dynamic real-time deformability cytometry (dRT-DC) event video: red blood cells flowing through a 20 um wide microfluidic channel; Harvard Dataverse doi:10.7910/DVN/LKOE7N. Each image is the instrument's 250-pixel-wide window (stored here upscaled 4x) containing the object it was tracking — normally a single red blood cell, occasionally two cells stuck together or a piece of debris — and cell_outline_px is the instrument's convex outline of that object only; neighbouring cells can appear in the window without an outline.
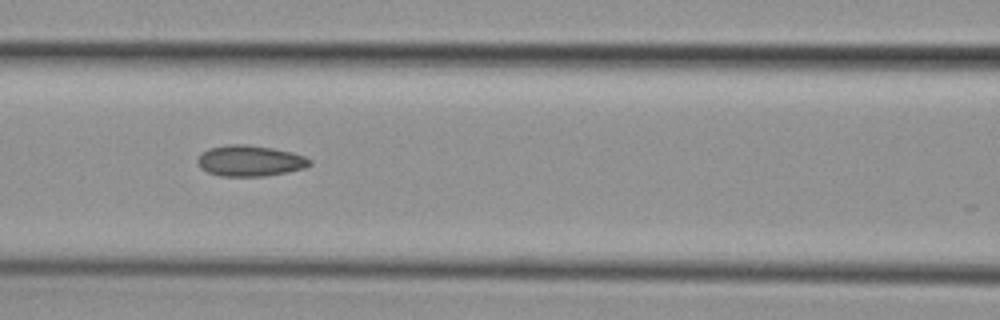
{"species": "common noctule bat (a hibernating species)", "species_latin": "Nyctalus noctula", "temperature_condition": "cold", "stored_images_in_passage": 9, "camera_frame_rate_fps": 3000, "um_per_image_px": 0.085, "animal": {"sex": "female", "body_mass_g": 29.2, "forearm_length_mm": 56.3}, "frame": {"image": 1, "passage_image": 6, "time_ms": 7.333, "image_size_px": [1000, 320], "cell_outline_px": [[312, 164], [304, 168], [288, 172], [264, 176], [220, 176], [208, 172], [200, 168], [196, 160], [208, 148], [228, 144], [244, 144], [272, 148], [292, 152], [304, 156], [312, 160]], "centroid_in_image_um": [21.26, 13.67], "position_along_channel_um": 145.3, "area_um2": 20.23}}
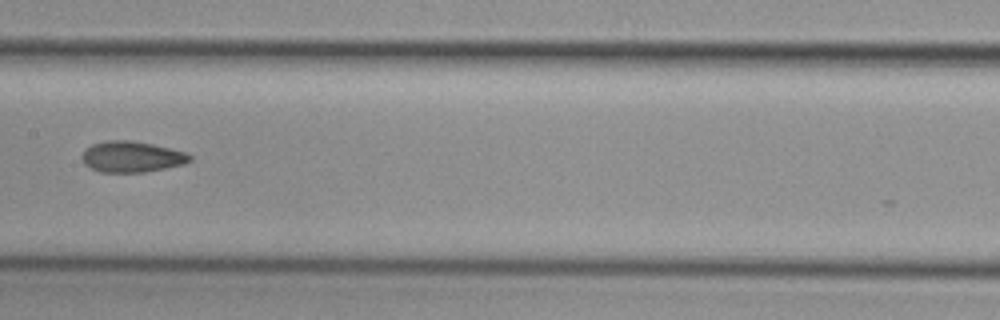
{"frame": {"image": 2, "passage_image": 7, "time_ms": 8.667, "image_size_px": [1000, 320], "cell_outline_px": [[192, 160], [184, 164], [144, 172], [100, 172], [84, 164], [84, 148], [92, 144], [108, 140], [132, 140], [152, 144], [184, 152], [192, 156]], "centroid_in_image_um": [11.2, 13.32], "position_along_channel_um": 196.2, "area_um2": 19.25}}
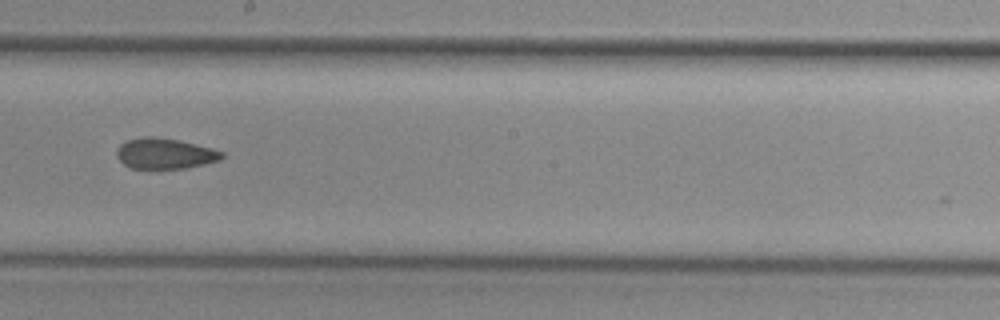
{"frame": {"image": 3, "passage_image": 8, "time_ms": 9.667, "image_size_px": [1000, 320], "cell_outline_px": [[224, 156], [220, 160], [204, 164], [184, 168], [128, 168], [116, 156], [116, 152], [120, 144], [128, 140], [144, 136], [152, 136], [176, 140], [224, 152]], "centroid_in_image_um": [13.97, 13.06], "position_along_channel_um": 234.2, "area_um2": 18.44}}